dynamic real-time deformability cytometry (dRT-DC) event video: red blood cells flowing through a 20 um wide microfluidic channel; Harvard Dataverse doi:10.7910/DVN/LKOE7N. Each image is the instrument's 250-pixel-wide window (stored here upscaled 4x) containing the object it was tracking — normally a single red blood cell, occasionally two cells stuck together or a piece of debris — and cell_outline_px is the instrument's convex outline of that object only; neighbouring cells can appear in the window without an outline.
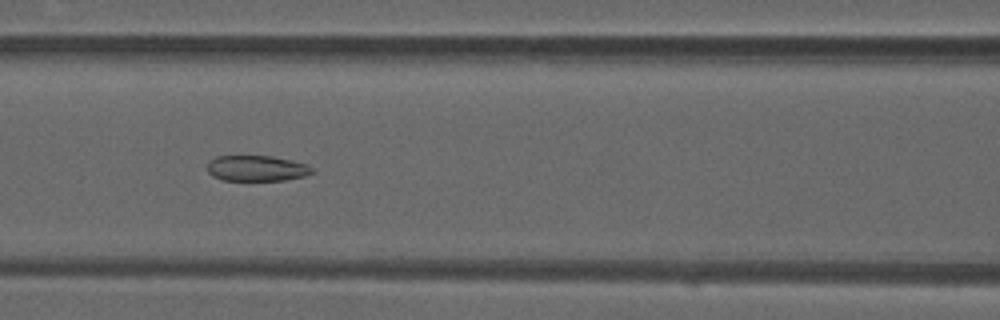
{"species": "common noctule bat (a hibernating species)", "species_latin": "Nyctalus noctula", "temperature_condition": "warm", "stored_images_in_passage": 49, "camera_frame_rate_fps": 3000, "um_per_image_px": 0.085, "animal": {"sex": "male", "forearm_length_mm": 52.5}, "frame": {"image": 1, "passage_image": 21, "time_ms": 6.667, "image_size_px": [1000, 320], "cell_outline_px": [[316, 172], [304, 176], [284, 180], [224, 180], [212, 176], [208, 172], [208, 160], [216, 156], [272, 156], [292, 160], [304, 164], [312, 168]], "centroid_in_image_um": [21.8, 14.3], "position_along_channel_um": 144.8, "area_um2": 15.66}}
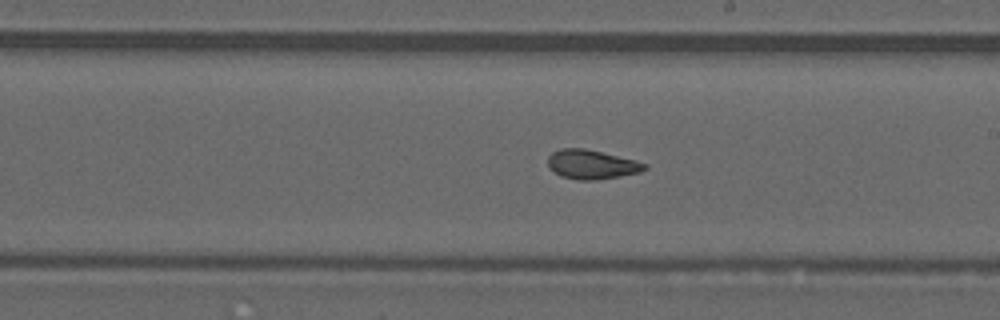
{"frame": {"image": 2, "passage_image": 28, "time_ms": 9.0, "image_size_px": [1000, 320], "cell_outline_px": [[648, 168], [640, 172], [620, 176], [596, 180], [580, 180], [560, 176], [548, 168], [548, 156], [552, 152], [560, 148], [584, 148], [636, 160], [648, 164]], "centroid_in_image_um": [50.28, 13.98], "position_along_channel_um": 238.7, "area_um2": 16.59}}
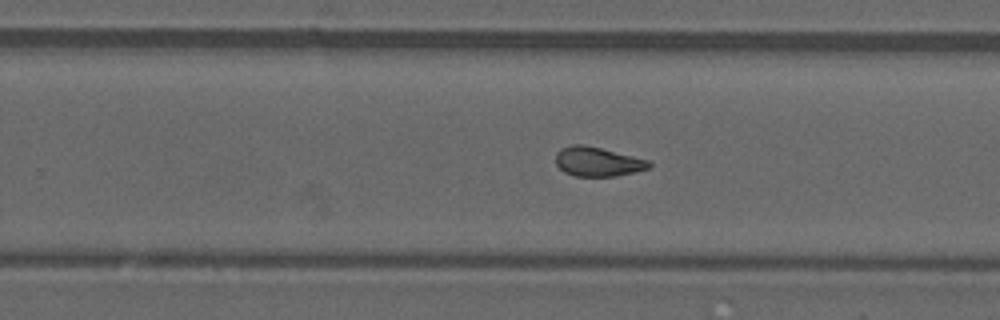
{"frame": {"image": 3, "passage_image": 31, "time_ms": 10.0, "image_size_px": [1000, 320], "cell_outline_px": [[652, 164], [648, 168], [616, 176], [572, 176], [564, 172], [556, 164], [556, 152], [560, 148], [572, 144], [584, 144], [648, 160]], "centroid_in_image_um": [50.74, 13.74], "position_along_channel_um": 279.1, "area_um2": 15.84}, "authors_computed_cell_mechanics": {"area_um2": 16.8776, "velocity_mm_per_s": 4.0407, "shape_relaxation_time_tau1_ms": null, "shape_relaxation_time_tau2_ms": 1.7705, "deformation_change_tau1": null, "deformation_change_tau2": 0.0789}}